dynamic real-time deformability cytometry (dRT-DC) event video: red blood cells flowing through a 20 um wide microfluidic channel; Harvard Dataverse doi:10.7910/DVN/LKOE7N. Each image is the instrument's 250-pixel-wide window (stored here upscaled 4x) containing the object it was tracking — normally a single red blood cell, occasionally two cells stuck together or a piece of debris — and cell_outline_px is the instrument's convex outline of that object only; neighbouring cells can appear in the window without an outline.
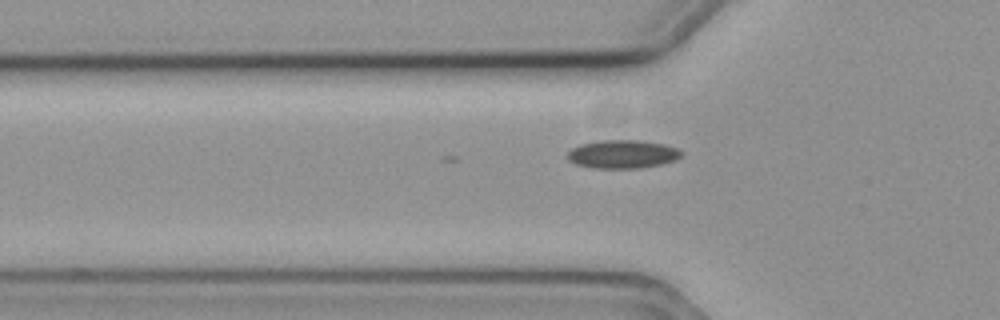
{"species": "common noctule bat (a hibernating species)", "species_latin": "Nyctalus noctula", "temperature_condition": "cold", "stored_images_in_passage": 8, "camera_frame_rate_fps": 3000, "um_per_image_px": 0.085, "animal": {"sex": "female", "body_mass_g": 19.3, "forearm_length_mm": 54.1}, "frame": {"image": 1, "passage_image": 2, "time_ms": 0.333, "image_size_px": [1000, 320], "cell_outline_px": [[684, 156], [676, 160], [660, 164], [640, 168], [592, 168], [576, 164], [568, 160], [568, 152], [572, 148], [580, 144], [600, 140], [636, 140], [664, 144], [680, 148], [684, 152]], "centroid_in_image_um": [52.96, 13.1], "position_along_channel_um": 72.8, "area_um2": 19.02}}
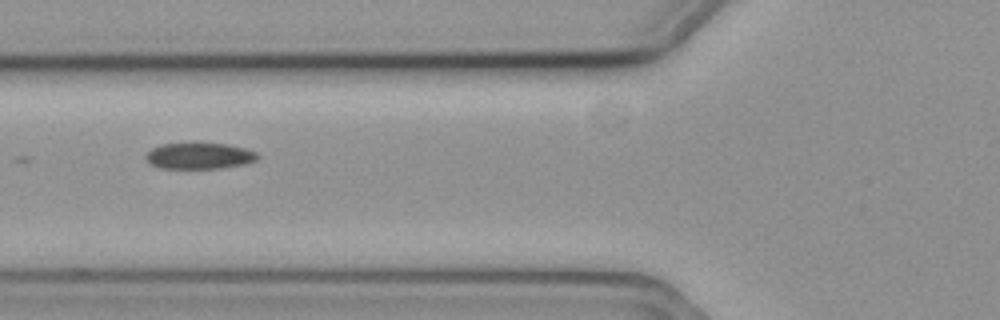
{"frame": {"image": 2, "passage_image": 5, "time_ms": 1.333, "image_size_px": [1000, 320], "cell_outline_px": [[260, 156], [256, 160], [244, 164], [220, 168], [160, 168], [152, 164], [144, 156], [152, 148], [160, 144], [228, 144], [244, 148], [256, 152]], "centroid_in_image_um": [16.96, 13.25], "position_along_channel_um": 108.8, "area_um2": 16.76}}
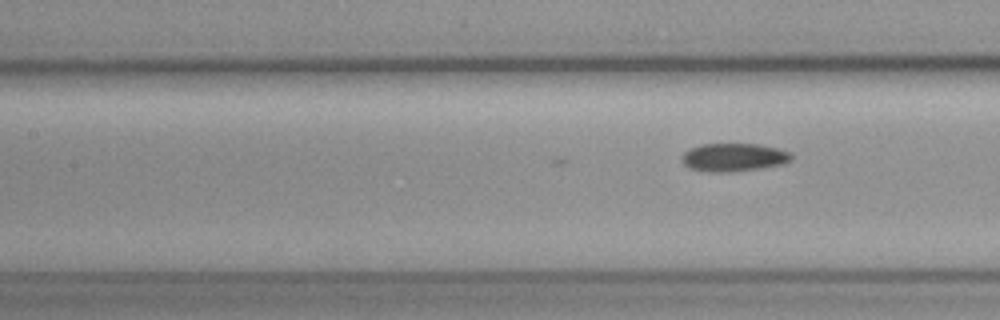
{"frame": {"image": 3, "passage_image": 8, "time_ms": 2.333, "image_size_px": [1000, 320], "cell_outline_px": [[792, 160], [784, 164], [760, 168], [728, 172], [708, 172], [688, 168], [684, 164], [680, 156], [688, 148], [700, 144], [756, 144], [776, 148], [788, 152], [792, 156]], "centroid_in_image_um": [62.31, 13.37], "position_along_channel_um": 145.1, "area_um2": 18.03}}